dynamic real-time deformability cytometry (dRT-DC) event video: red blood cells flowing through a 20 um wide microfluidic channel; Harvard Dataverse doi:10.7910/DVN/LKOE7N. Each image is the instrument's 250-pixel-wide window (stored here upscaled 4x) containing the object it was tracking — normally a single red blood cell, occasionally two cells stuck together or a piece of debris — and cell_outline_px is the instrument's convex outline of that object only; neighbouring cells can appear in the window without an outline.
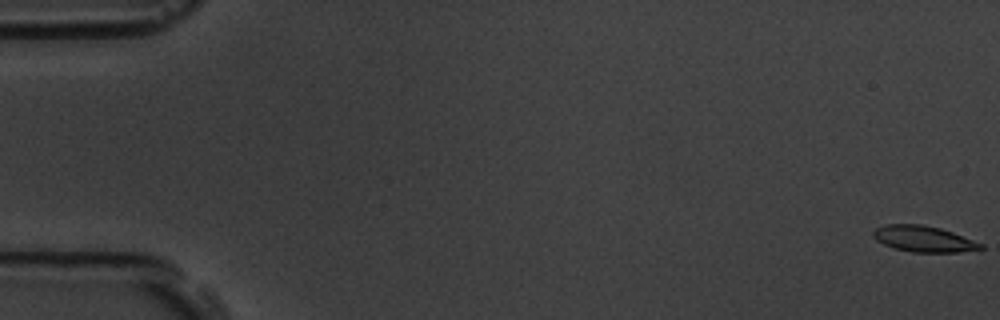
{"species": "common noctule bat (a hibernating species)", "species_latin": "Nyctalus noctula", "temperature_condition": "room temperature", "stored_images_in_passage": 7, "camera_frame_rate_fps": 3000, "um_per_image_px": 0.085, "animal": {"sex": "male", "body_mass_g": 19.5, "forearm_length_mm": 54.6}, "frame": {"image": 1, "passage_image": 1, "time_ms": 0.0, "image_size_px": [1000, 320], "cell_outline_px": [[984, 248], [960, 252], [912, 252], [896, 248], [884, 244], [876, 240], [872, 236], [872, 232], [876, 228], [884, 224], [920, 224], [940, 228], [952, 232], [984, 244]], "centroid_in_image_um": [78.49, 20.3], "position_along_channel_um": 6.5, "area_um2": 16.24}}
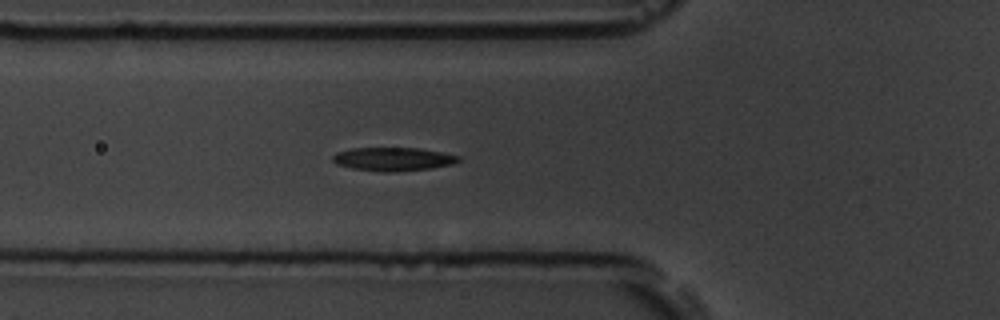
{"frame": {"image": 2, "passage_image": 7, "time_ms": 6.667, "image_size_px": [1000, 320], "cell_outline_px": [[460, 160], [452, 164], [432, 168], [396, 172], [384, 172], [352, 168], [336, 164], [332, 160], [332, 156], [336, 152], [352, 148], [416, 148], [440, 152], [460, 156]], "centroid_in_image_um": [33.39, 13.53], "position_along_channel_um": 92.4, "area_um2": 17.17}}